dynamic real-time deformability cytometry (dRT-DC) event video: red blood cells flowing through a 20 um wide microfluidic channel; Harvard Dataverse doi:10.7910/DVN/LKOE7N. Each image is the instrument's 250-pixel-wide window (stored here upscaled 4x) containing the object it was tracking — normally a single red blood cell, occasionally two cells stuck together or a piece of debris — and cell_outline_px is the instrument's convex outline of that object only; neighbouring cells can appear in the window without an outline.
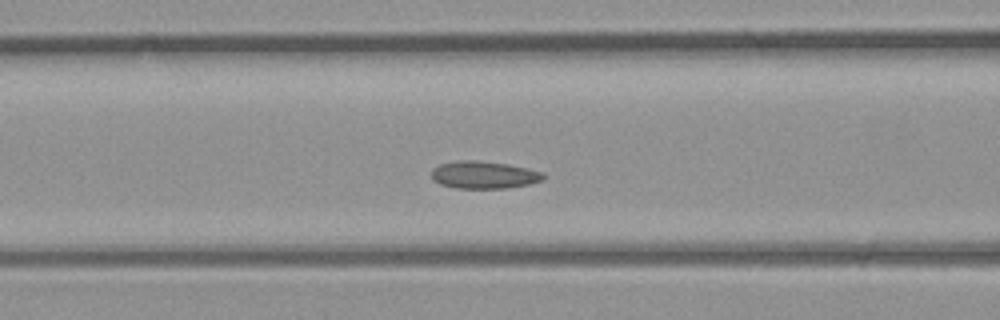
{"species": "common noctule bat (a hibernating species)", "species_latin": "Nyctalus noctula", "temperature_condition": "room temperature", "stored_images_in_passage": 37, "camera_frame_rate_fps": 3000, "um_per_image_px": 0.085, "animal": {"sex": "male", "body_mass_g": 23.1, "forearm_length_mm": 52.7}, "frame": {"image": 1, "passage_image": 12, "time_ms": 3.667, "image_size_px": [1000, 320], "cell_outline_px": [[544, 180], [528, 184], [508, 188], [456, 188], [440, 184], [432, 180], [432, 168], [440, 164], [460, 160], [476, 160], [508, 164], [544, 172]], "centroid_in_image_um": [41.12, 14.86], "position_along_channel_um": 125.5, "area_um2": 17.92}}
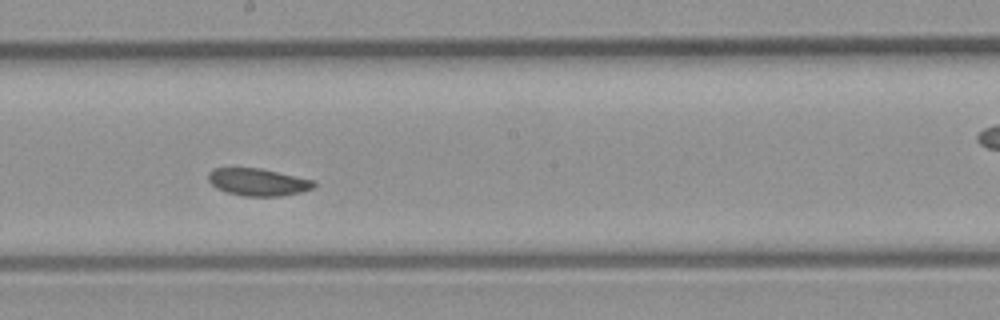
{"frame": {"image": 2, "passage_image": 18, "time_ms": 5.667, "image_size_px": [1000, 320], "cell_outline_px": [[316, 184], [312, 188], [300, 192], [280, 196], [244, 196], [228, 192], [216, 188], [208, 180], [208, 172], [216, 168], [260, 168], [316, 180]], "centroid_in_image_um": [21.94, 15.47], "position_along_channel_um": 226.3, "area_um2": 16.76}}
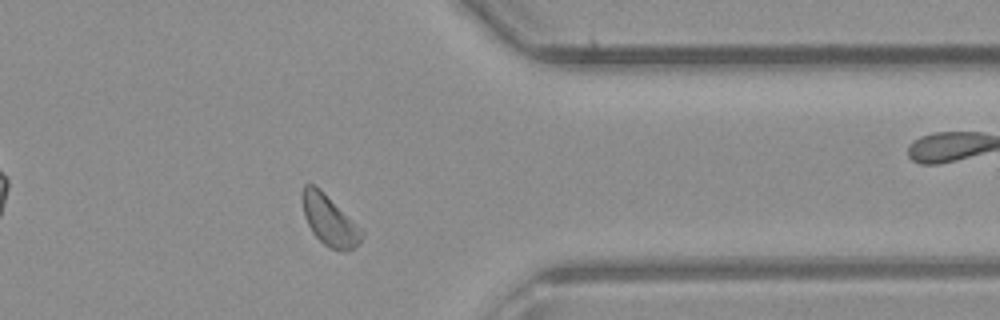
{"frame": {"image": 3, "passage_image": 28, "time_ms": 9.0, "image_size_px": [1000, 320], "cell_outline_px": [[364, 236], [360, 244], [344, 252], [332, 248], [324, 244], [312, 232], [304, 216], [300, 196], [304, 184], [312, 184], [320, 188], [364, 228]], "centroid_in_image_um": [28.04, 18.7], "position_along_channel_um": 383.4, "area_um2": 18.03}}